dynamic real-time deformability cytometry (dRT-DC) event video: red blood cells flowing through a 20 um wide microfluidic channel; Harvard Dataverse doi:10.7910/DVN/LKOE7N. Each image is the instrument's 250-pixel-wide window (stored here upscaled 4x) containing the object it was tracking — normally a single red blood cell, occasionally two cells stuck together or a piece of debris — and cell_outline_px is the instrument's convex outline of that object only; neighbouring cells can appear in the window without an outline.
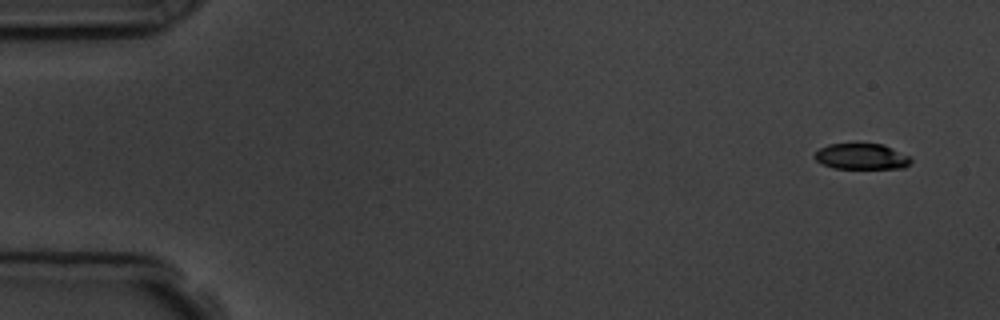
{"species": "common noctule bat (a hibernating species)", "species_latin": "Nyctalus noctula", "temperature_condition": "room temperature", "stored_images_in_passage": 4, "camera_frame_rate_fps": 3000, "um_per_image_px": 0.085, "animal": {"sex": "male", "body_mass_g": 19.5, "forearm_length_mm": 54.6}, "frame": {"image": 1, "passage_image": 1, "time_ms": 0.0, "image_size_px": [1000, 320], "cell_outline_px": [[912, 160], [904, 168], [832, 168], [816, 160], [812, 156], [820, 148], [828, 144], [856, 140], [884, 144], [912, 156]], "centroid_in_image_um": [73.24, 13.23], "position_along_channel_um": 11.8, "area_um2": 15.37}}